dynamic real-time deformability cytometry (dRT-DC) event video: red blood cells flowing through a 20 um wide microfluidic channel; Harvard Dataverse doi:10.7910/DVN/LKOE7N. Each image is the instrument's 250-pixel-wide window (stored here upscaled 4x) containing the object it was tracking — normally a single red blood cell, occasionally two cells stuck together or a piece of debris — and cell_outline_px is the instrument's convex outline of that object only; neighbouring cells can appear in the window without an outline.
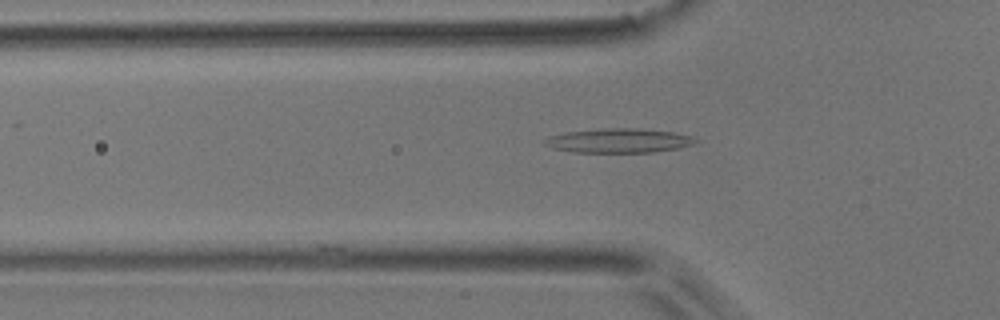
{"species": "common noctule bat (a hibernating species)", "species_latin": "Nyctalus noctula", "temperature_condition": "room temperature", "stored_images_in_passage": 40, "camera_frame_rate_fps": 3000, "um_per_image_px": 0.085, "animal": {"sex": "male", "body_mass_g": 17.9}, "frame": {"image": 1, "passage_image": 4, "time_ms": 1.0, "image_size_px": [1000, 320], "cell_outline_px": [[696, 140], [692, 144], [676, 148], [652, 152], [572, 152], [552, 148], [544, 144], [540, 140], [564, 132], [600, 128], [636, 128], [672, 132], [692, 136]], "centroid_in_image_um": [52.5, 11.95], "position_along_channel_um": 73.3, "area_um2": 21.21}}
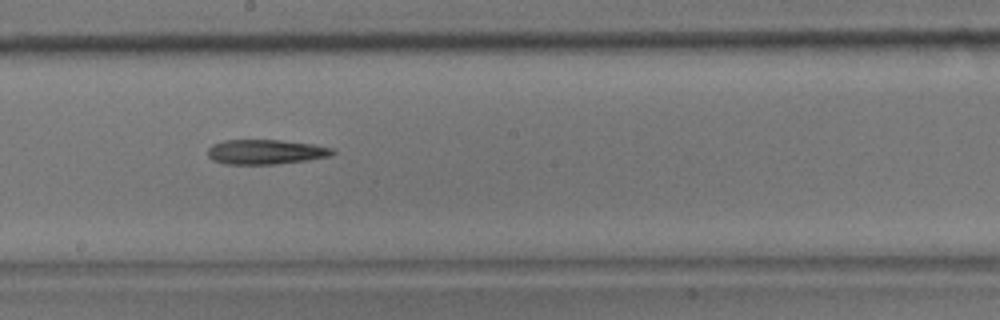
{"frame": {"image": 2, "passage_image": 16, "time_ms": 5.0, "image_size_px": [1000, 320], "cell_outline_px": [[336, 152], [328, 156], [308, 160], [276, 164], [224, 164], [212, 160], [208, 156], [208, 148], [212, 144], [224, 140], [280, 140], [312, 144], [332, 148]], "centroid_in_image_um": [22.54, 12.91], "position_along_channel_um": 225.7, "area_um2": 17.98}}
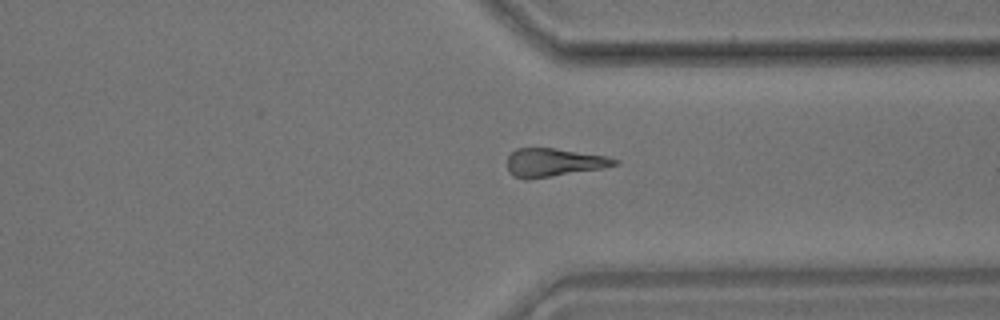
{"frame": {"image": 3, "passage_image": 27, "time_ms": 8.667, "image_size_px": [1000, 320], "cell_outline_px": [[620, 164], [604, 168], [528, 180], [524, 180], [512, 176], [508, 172], [508, 156], [516, 148], [556, 148], [608, 156], [620, 160]], "centroid_in_image_um": [47.09, 13.82], "position_along_channel_um": 364.3, "area_um2": 18.03}}